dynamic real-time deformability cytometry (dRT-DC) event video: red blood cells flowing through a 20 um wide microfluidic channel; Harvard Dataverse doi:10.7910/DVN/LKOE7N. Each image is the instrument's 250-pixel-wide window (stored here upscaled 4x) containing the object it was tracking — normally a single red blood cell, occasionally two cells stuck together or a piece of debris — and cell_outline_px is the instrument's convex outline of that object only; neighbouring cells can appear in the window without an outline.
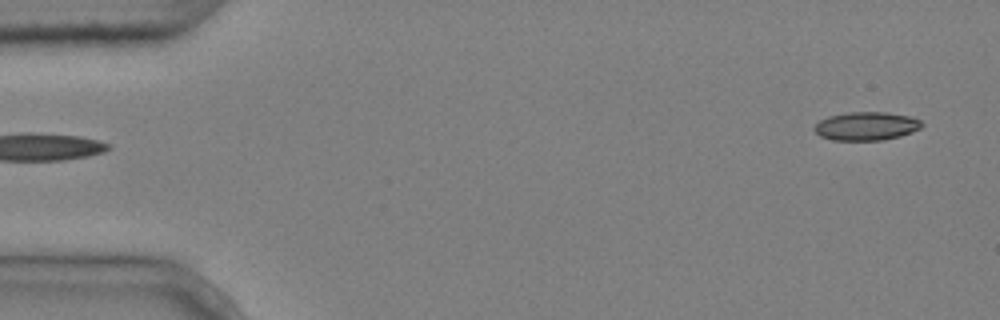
{"species": "common noctule bat (a hibernating species)", "species_latin": "Nyctalus noctula", "temperature_condition": "cold", "stored_images_in_passage": 5, "segment_of_instrument_passage": [2, 2], "camera_frame_rate_fps": 3000, "um_per_image_px": 0.085, "animal": {"sex": "male", "body_mass_g": 20.4}, "frame": {"image": 1, "passage_image": 5, "time_ms": 1.333, "image_size_px": [1000, 320], "cell_outline_px": [[924, 124], [920, 128], [912, 132], [900, 136], [884, 140], [832, 140], [820, 136], [812, 128], [820, 120], [828, 116], [848, 112], [888, 112], [912, 116], [920, 120]], "centroid_in_image_um": [73.65, 10.71], "position_along_channel_um": 11.4, "area_um2": 17.98}}